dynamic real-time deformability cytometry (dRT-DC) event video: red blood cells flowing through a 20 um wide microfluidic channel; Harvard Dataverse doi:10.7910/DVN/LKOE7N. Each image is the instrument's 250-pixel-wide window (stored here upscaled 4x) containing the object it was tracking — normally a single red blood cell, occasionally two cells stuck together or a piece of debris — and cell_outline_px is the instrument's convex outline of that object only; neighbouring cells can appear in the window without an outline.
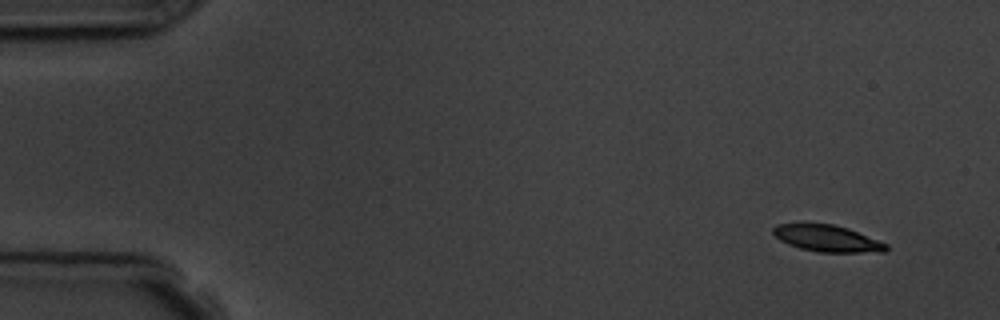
{"species": "common noctule bat (a hibernating species)", "species_latin": "Nyctalus noctula", "temperature_condition": "room temperature", "stored_images_in_passage": 5, "camera_frame_rate_fps": 3000, "um_per_image_px": 0.085, "animal": {"sex": "male", "body_mass_g": 19.5, "forearm_length_mm": 54.6}, "frame": {"image": 1, "passage_image": 1, "time_ms": 0.0, "image_size_px": [1000, 320], "cell_outline_px": [[888, 248], [884, 252], [816, 252], [800, 248], [788, 244], [780, 240], [772, 232], [772, 228], [776, 224], [832, 224], [848, 228], [888, 244]], "centroid_in_image_um": [70.31, 20.27], "position_along_channel_um": 14.7, "area_um2": 17.4}}